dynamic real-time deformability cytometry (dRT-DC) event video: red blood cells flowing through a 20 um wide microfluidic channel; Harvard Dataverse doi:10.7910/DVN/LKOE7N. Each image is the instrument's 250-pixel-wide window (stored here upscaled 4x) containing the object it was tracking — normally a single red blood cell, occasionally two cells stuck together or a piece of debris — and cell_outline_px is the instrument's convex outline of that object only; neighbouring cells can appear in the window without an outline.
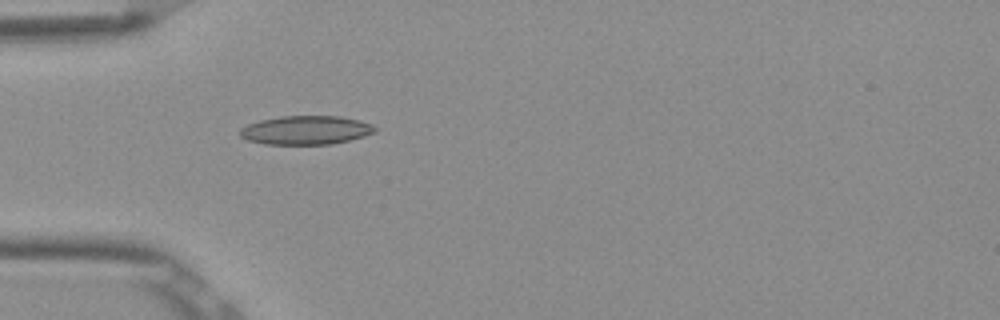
{"species": "Egyptian fruit bat (a non-hibernating species)", "species_latin": "Rousettus aegyptiacus", "temperature_condition": "room temperature", "stored_images_in_passage": 5, "camera_frame_rate_fps": 3000, "um_per_image_px": 0.085, "frame": {"image": 1, "passage_image": 5, "time_ms": 1.333, "image_size_px": [1000, 320], "cell_outline_px": [[376, 132], [364, 136], [332, 144], [264, 144], [248, 140], [240, 136], [240, 128], [248, 124], [260, 120], [280, 116], [340, 116], [360, 120], [372, 124], [376, 128]], "centroid_in_image_um": [26.01, 11.06], "position_along_channel_um": 59.0, "area_um2": 22.66}}